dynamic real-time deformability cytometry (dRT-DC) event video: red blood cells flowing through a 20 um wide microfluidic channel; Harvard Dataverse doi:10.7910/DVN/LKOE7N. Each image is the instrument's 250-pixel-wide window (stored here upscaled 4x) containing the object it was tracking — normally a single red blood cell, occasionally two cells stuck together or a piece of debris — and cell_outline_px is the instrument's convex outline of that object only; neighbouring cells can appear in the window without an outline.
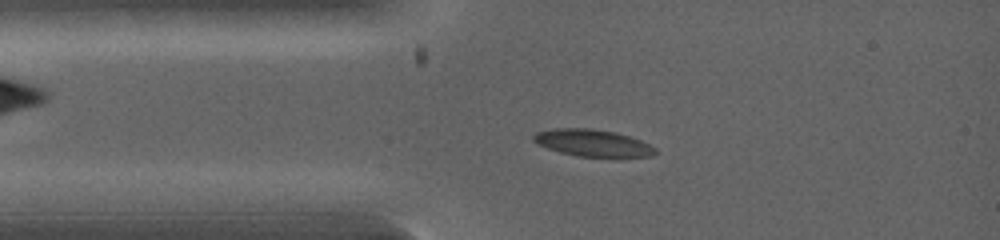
{"species": "common noctule bat (a hibernating species)", "species_latin": "Nyctalus noctula", "temperature_condition": "warm", "stored_images_in_passage": 28, "camera_frame_rate_fps": 5000, "um_per_image_px": 0.085, "animal": {"sex": "female", "body_mass_g": 19.0, "forearm_length_mm": 53.3}, "frame": {"image": 1, "passage_image": 2, "time_ms": 0.2, "image_size_px": [1000, 240], "cell_outline_px": [[656, 152], [652, 156], [580, 156], [560, 152], [548, 148], [532, 140], [532, 136], [536, 132], [552, 128], [592, 128], [616, 132], [640, 140], [656, 148]], "centroid_in_image_um": [50.35, 12.13], "position_along_channel_um": 34.7, "area_um2": 18.84}}
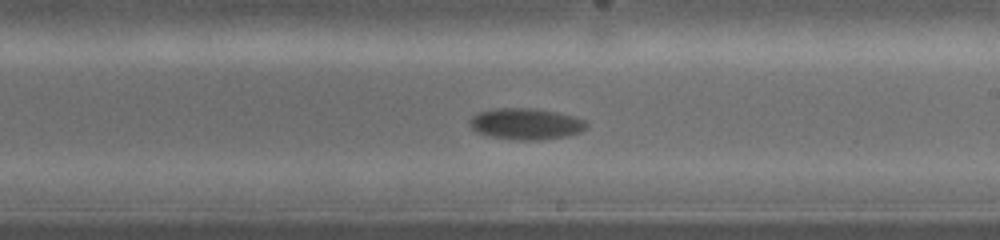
{"frame": {"image": 2, "passage_image": 17, "time_ms": 4.2, "image_size_px": [1000, 240], "cell_outline_px": [[588, 124], [580, 132], [564, 136], [540, 140], [520, 140], [488, 136], [476, 132], [468, 124], [468, 120], [476, 112], [492, 108], [532, 108], [556, 112], [572, 116], [584, 120]], "centroid_in_image_um": [44.62, 10.52], "position_along_channel_um": 244.4, "area_um2": 21.33}}
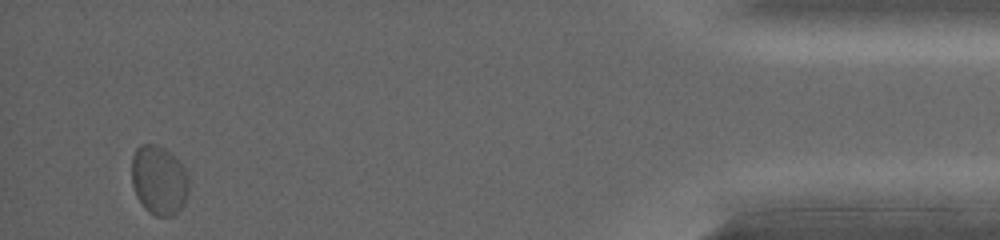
{"frame": {"image": 3, "passage_image": 28, "time_ms": 9.0, "image_size_px": [1000, 240], "cell_outline_px": [[188, 192], [184, 204], [172, 216], [156, 216], [148, 212], [144, 208], [136, 196], [132, 184], [132, 156], [136, 148], [140, 144], [156, 144], [164, 148], [176, 156], [184, 168], [188, 180]], "centroid_in_image_um": [13.5, 15.3], "position_along_channel_um": 421.7, "area_um2": 23.24}}